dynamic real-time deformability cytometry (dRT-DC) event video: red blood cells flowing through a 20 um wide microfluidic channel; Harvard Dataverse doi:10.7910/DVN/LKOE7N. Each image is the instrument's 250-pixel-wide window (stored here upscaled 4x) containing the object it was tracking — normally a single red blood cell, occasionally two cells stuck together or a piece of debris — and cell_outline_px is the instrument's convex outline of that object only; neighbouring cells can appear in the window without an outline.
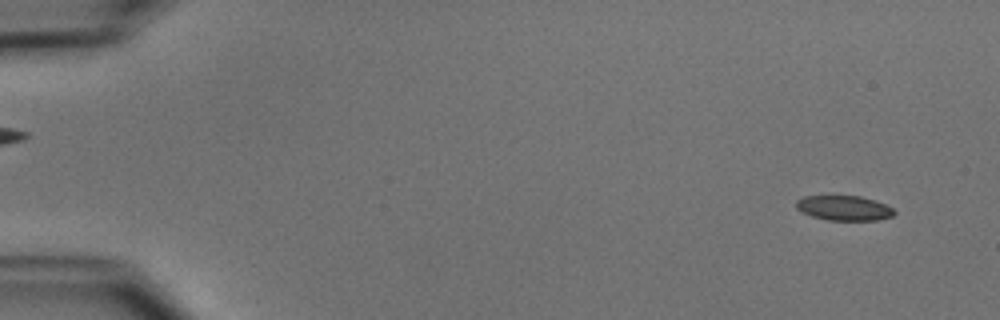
{"species": "common noctule bat (a hibernating species)", "species_latin": "Nyctalus noctula", "temperature_condition": "cold", "stored_images_in_passage": 13, "camera_frame_rate_fps": 3000, "um_per_image_px": 0.085, "animal": {"sex": "male", "body_mass_g": 15.6}, "frame": {"image": 1, "passage_image": 3, "time_ms": 0.667, "image_size_px": [1000, 320], "cell_outline_px": [[896, 212], [892, 216], [876, 220], [828, 220], [812, 216], [796, 208], [796, 200], [804, 196], [860, 196], [876, 200], [892, 208]], "centroid_in_image_um": [71.75, 17.68], "position_along_channel_um": 13.3, "area_um2": 14.1}}